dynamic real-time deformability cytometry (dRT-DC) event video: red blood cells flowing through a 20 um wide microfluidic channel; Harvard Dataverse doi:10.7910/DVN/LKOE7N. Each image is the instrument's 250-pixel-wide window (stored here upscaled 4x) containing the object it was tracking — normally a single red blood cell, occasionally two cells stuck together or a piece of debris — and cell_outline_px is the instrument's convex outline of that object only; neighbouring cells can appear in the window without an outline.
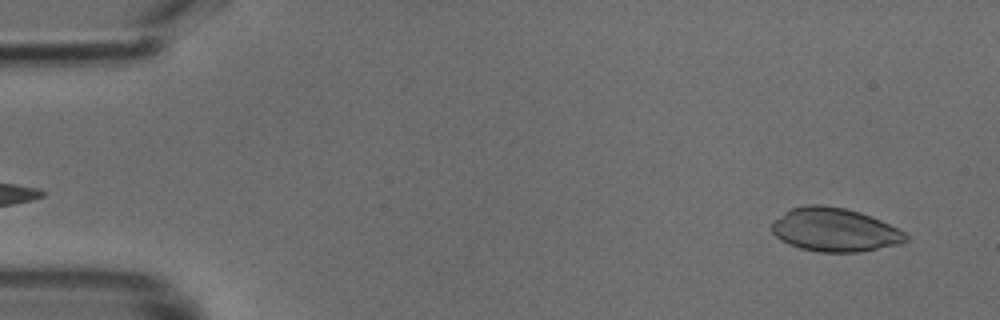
{"species": "common noctule bat (a hibernating species)", "species_latin": "Nyctalus noctula", "temperature_condition": "cold", "stored_images_in_passage": 48, "camera_frame_rate_fps": 3000, "um_per_image_px": 0.085, "animal": {"sex": "male", "body_mass_g": 18.8}, "frame": {"image": 1, "passage_image": 3, "time_ms": 0.667, "image_size_px": [1000, 320], "cell_outline_px": [[908, 240], [900, 244], [860, 252], [820, 252], [800, 248], [788, 244], [780, 240], [772, 232], [772, 220], [784, 212], [792, 208], [804, 204], [824, 204], [848, 208], [872, 216], [904, 232], [908, 236]], "centroid_in_image_um": [70.92, 19.52], "position_along_channel_um": 14.1, "area_um2": 34.33}}
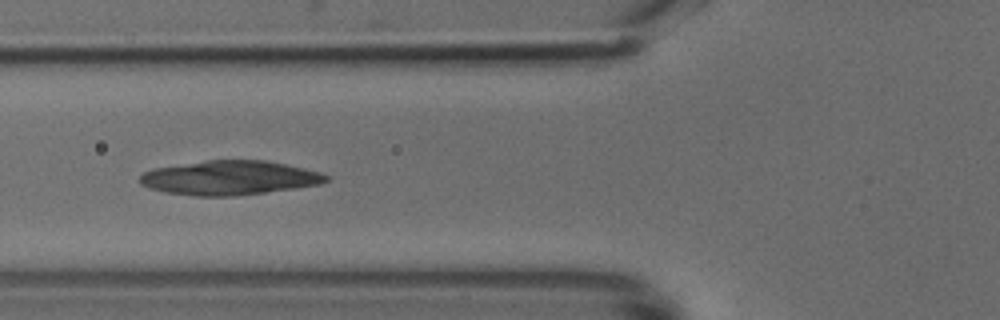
{"frame": {"image": 2, "passage_image": 18, "time_ms": 5.667, "image_size_px": [1000, 320], "cell_outline_px": [[332, 176], [328, 180], [320, 184], [264, 192], [232, 196], [196, 196], [168, 192], [152, 188], [140, 184], [140, 176], [144, 172], [152, 168], [208, 160], [264, 160], [304, 168], [320, 172]], "centroid_in_image_um": [19.52, 15.1], "position_along_channel_um": 106.3, "area_um2": 36.82}}
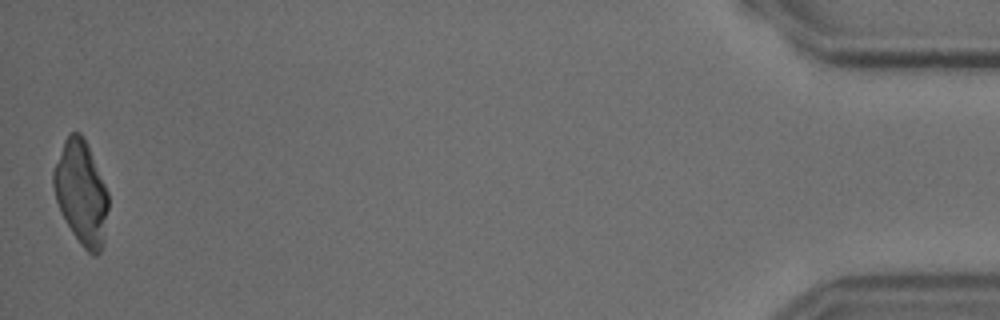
{"frame": {"image": 3, "passage_image": 48, "time_ms": 15.667, "image_size_px": [1000, 320], "cell_outline_px": [[108, 208], [104, 240], [100, 252], [96, 256], [92, 256], [80, 244], [72, 232], [60, 212], [56, 200], [52, 184], [52, 172], [64, 140], [68, 132], [80, 132], [84, 136], [108, 192]], "centroid_in_image_um": [6.89, 16.38], "position_along_channel_um": 428.3, "area_um2": 33.29}}